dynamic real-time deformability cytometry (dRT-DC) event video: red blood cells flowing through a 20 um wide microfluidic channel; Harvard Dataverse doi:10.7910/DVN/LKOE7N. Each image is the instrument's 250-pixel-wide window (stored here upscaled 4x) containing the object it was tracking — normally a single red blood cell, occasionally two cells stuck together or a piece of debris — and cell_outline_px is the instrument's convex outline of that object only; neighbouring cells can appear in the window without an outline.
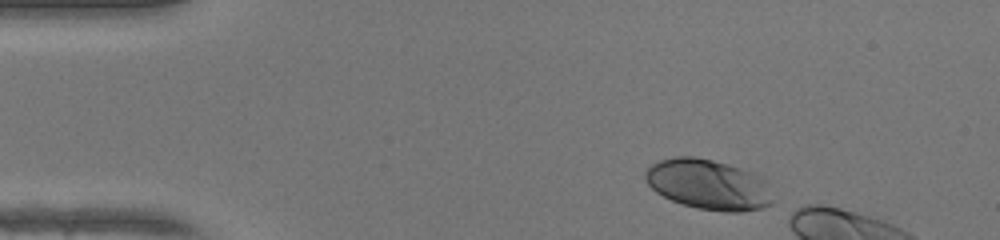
{"species": "human", "species_latin": "Homo sapiens", "temperature_condition": "warm", "stored_images_in_passage": 7, "camera_frame_rate_fps": 3000, "um_per_image_px": 0.085, "donor": {"sex": "female"}, "frame": {"image": 1, "passage_image": 1, "time_ms": 0.0, "image_size_px": [1000, 240], "cell_outline_px": [[772, 204], [764, 208], [740, 212], [724, 212], [696, 208], [672, 200], [656, 192], [648, 184], [644, 176], [644, 172], [652, 164], [660, 160], [676, 156], [696, 156], [712, 160], [740, 168], [752, 172], [768, 180], [772, 200]], "centroid_in_image_um": [60.24, 15.69], "position_along_channel_um": 24.8, "area_um2": 37.51}}